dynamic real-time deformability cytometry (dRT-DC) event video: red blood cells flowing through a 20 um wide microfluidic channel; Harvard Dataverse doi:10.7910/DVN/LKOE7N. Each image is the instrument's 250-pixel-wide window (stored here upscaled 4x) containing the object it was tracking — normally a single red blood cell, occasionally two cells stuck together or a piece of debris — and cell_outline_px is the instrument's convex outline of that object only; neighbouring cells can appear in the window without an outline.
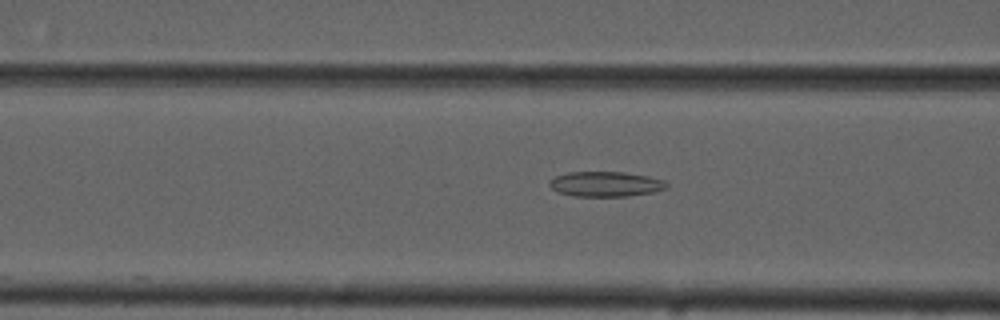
{"species": "common noctule bat (a hibernating species)", "species_latin": "Nyctalus noctula", "temperature_condition": "cold", "stored_images_in_passage": 37, "camera_frame_rate_fps": 3000, "um_per_image_px": 0.085, "animal": {"sex": "male", "forearm_length_mm": 52.5}, "frame": {"image": 1, "passage_image": 4, "time_ms": 1.0, "image_size_px": [1000, 320], "cell_outline_px": [[668, 188], [652, 192], [628, 196], [572, 196], [556, 192], [548, 184], [548, 180], [556, 176], [568, 172], [624, 172], [648, 176], [664, 180], [668, 184]], "centroid_in_image_um": [51.45, 15.64], "position_along_channel_um": 115.1, "area_um2": 17.22}}
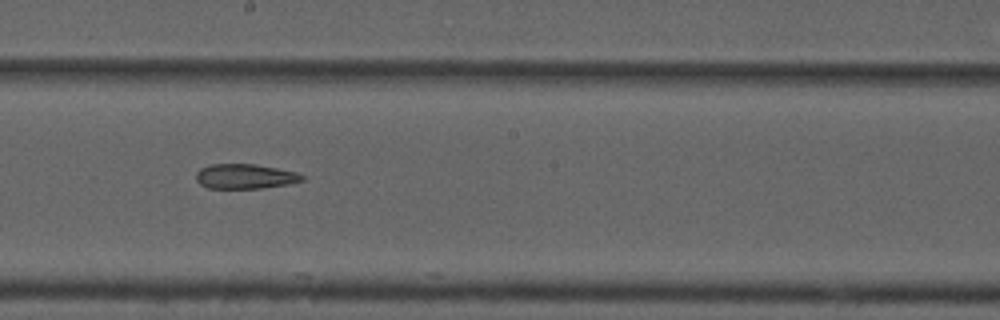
{"frame": {"image": 2, "passage_image": 13, "time_ms": 4.0, "image_size_px": [1000, 320], "cell_outline_px": [[304, 180], [288, 184], [260, 188], [208, 188], [200, 184], [196, 180], [196, 172], [200, 168], [208, 164], [256, 164], [296, 172], [304, 176]], "centroid_in_image_um": [20.8, 14.98], "position_along_channel_um": 227.4, "area_um2": 15.32}}
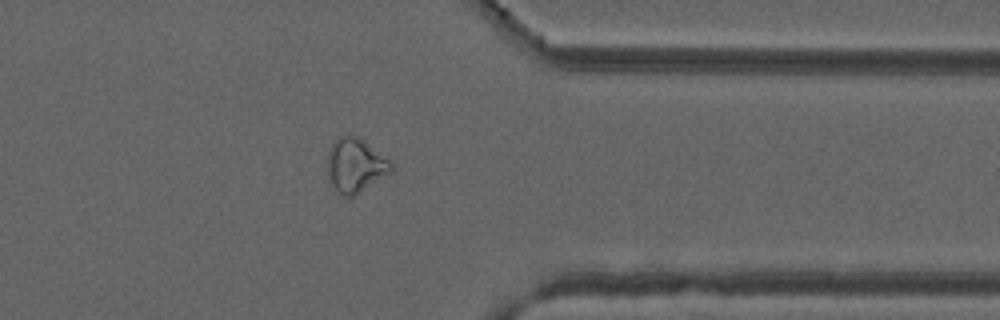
{"frame": {"image": 3, "passage_image": 26, "time_ms": 8.333, "image_size_px": [1000, 320], "cell_outline_px": [[396, 172], [352, 196], [344, 196], [332, 184], [328, 176], [328, 152], [332, 144], [340, 136], [356, 136], [392, 160], [396, 164]], "centroid_in_image_um": [30.32, 14.06], "position_along_channel_um": 381.1, "area_um2": 20.23}}